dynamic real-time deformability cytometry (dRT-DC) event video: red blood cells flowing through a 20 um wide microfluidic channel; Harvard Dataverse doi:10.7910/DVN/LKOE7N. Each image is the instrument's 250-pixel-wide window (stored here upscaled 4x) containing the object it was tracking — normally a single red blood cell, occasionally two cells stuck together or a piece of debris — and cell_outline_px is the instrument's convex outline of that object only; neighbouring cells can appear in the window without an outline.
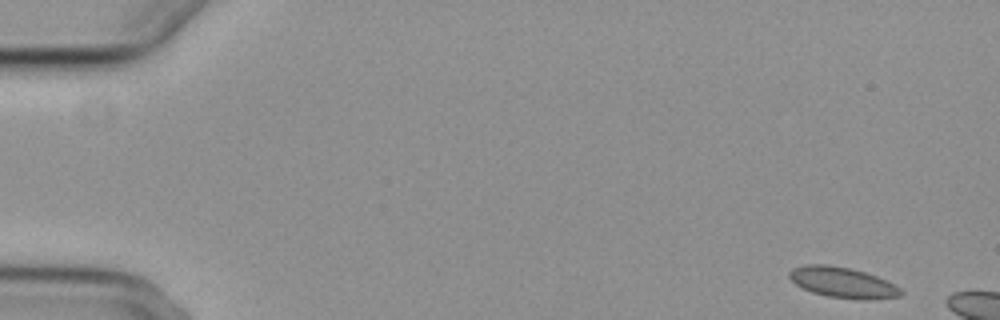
{"species": "common noctule bat (a hibernating species)", "species_latin": "Nyctalus noctula", "temperature_condition": "cold", "stored_images_in_passage": 3, "camera_frame_rate_fps": 3000, "um_per_image_px": 0.085, "animal": {"sex": "female", "body_mass_g": 29.2, "forearm_length_mm": 56.3}, "frame": {"image": 1, "passage_image": 1, "time_ms": 0.0, "image_size_px": [1000, 320], "cell_outline_px": [[904, 292], [900, 296], [864, 300], [828, 296], [812, 292], [796, 284], [788, 276], [788, 272], [792, 268], [804, 264], [828, 264], [848, 268], [864, 272], [876, 276], [900, 288]], "centroid_in_image_um": [71.59, 24.0], "position_along_channel_um": 13.4, "area_um2": 19.65}}